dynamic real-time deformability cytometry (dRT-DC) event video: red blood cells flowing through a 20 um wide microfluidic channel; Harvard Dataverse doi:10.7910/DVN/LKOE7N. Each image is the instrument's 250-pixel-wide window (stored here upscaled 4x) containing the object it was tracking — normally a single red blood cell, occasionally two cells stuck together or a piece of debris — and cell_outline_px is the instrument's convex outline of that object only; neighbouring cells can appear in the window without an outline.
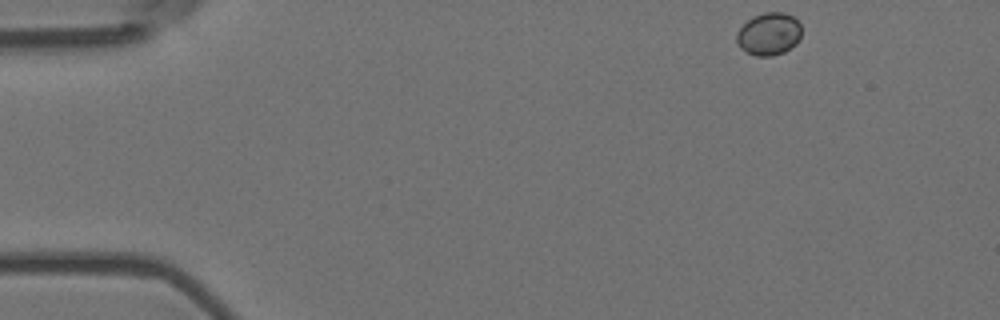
{"species": "Egyptian fruit bat (a non-hibernating species)", "species_latin": "Rousettus aegyptiacus", "temperature_condition": "room temperature", "stored_images_in_passage": 12, "camera_frame_rate_fps": 3000, "um_per_image_px": 0.085, "animal": {"sex": "female"}, "frame": {"image": 1, "passage_image": 1, "time_ms": 0.0, "image_size_px": [1000, 320], "cell_outline_px": [[800, 40], [796, 44], [784, 52], [772, 56], [756, 56], [740, 48], [736, 44], [736, 32], [752, 16], [764, 12], [784, 12], [792, 16], [800, 24]], "centroid_in_image_um": [65.34, 2.89], "position_along_channel_um": 19.7, "area_um2": 16.18}}